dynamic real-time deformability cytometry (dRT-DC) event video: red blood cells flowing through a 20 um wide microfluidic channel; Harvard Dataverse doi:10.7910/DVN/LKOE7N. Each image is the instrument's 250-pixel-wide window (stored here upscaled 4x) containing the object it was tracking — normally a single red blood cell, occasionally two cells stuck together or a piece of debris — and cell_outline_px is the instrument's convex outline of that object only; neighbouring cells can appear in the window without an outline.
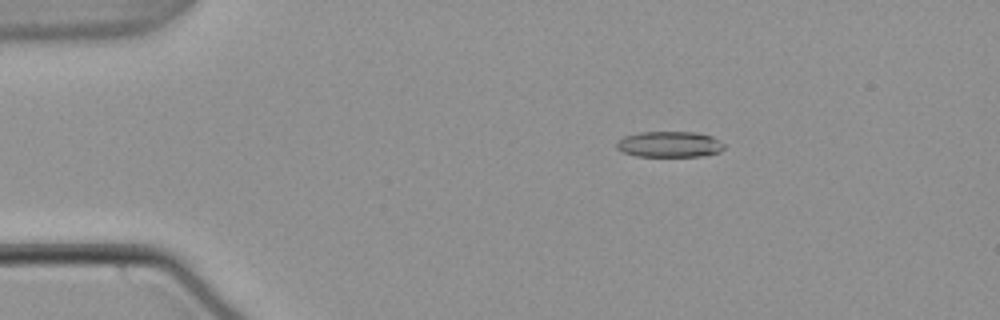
{"species": "common noctule bat (a hibernating species)", "species_latin": "Nyctalus noctula", "temperature_condition": "warm", "stored_images_in_passage": 54, "camera_frame_rate_fps": 3000, "um_per_image_px": 0.085, "animal": {"sex": "male", "body_mass_g": 21.5, "forearm_length_mm": 52.0}, "frame": {"image": 1, "passage_image": 9, "time_ms": 2.667, "image_size_px": [1000, 320], "cell_outline_px": [[724, 148], [720, 152], [700, 156], [636, 156], [624, 152], [616, 148], [616, 140], [624, 136], [640, 132], [696, 132], [712, 136], [724, 144]], "centroid_in_image_um": [56.89, 12.26], "position_along_channel_um": 28.1, "area_um2": 16.24}}
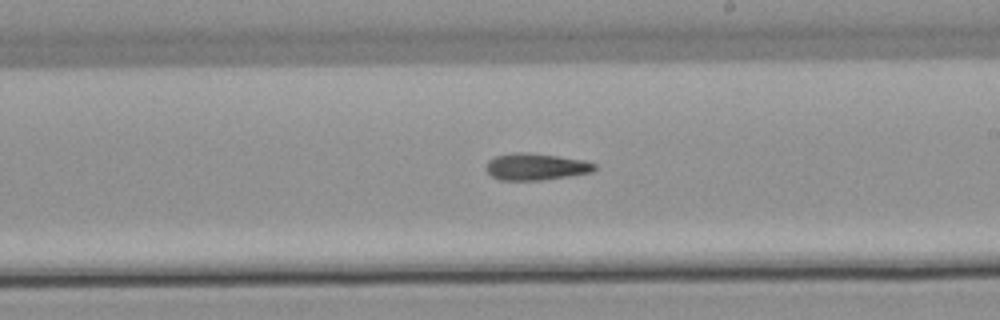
{"frame": {"image": 2, "passage_image": 31, "time_ms": 10.0, "image_size_px": [1000, 320], "cell_outline_px": [[596, 168], [592, 172], [568, 176], [540, 180], [500, 180], [492, 176], [484, 168], [488, 160], [496, 156], [512, 152], [528, 152], [584, 160], [596, 164]], "centroid_in_image_um": [45.51, 14.16], "position_along_channel_um": 243.5, "area_um2": 16.94}}
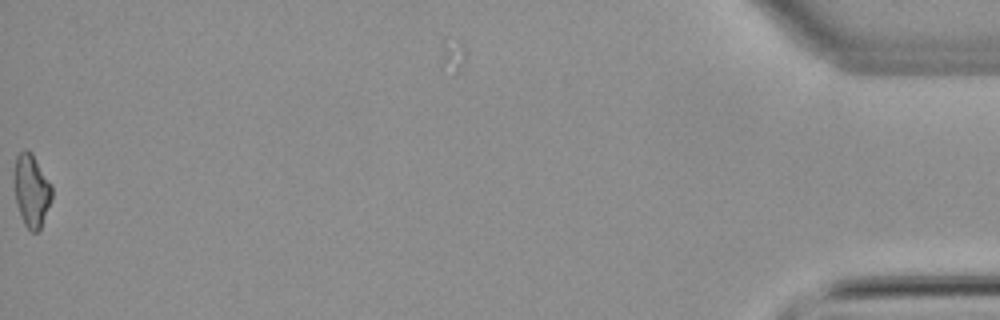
{"frame": {"image": 3, "passage_image": 54, "time_ms": 17.667, "image_size_px": [1000, 320], "cell_outline_px": [[52, 200], [40, 228], [36, 232], [32, 232], [24, 224], [16, 204], [12, 176], [16, 156], [24, 148], [32, 152], [52, 184]], "centroid_in_image_um": [2.66, 16.14], "position_along_channel_um": 432.5, "area_um2": 16.42}}